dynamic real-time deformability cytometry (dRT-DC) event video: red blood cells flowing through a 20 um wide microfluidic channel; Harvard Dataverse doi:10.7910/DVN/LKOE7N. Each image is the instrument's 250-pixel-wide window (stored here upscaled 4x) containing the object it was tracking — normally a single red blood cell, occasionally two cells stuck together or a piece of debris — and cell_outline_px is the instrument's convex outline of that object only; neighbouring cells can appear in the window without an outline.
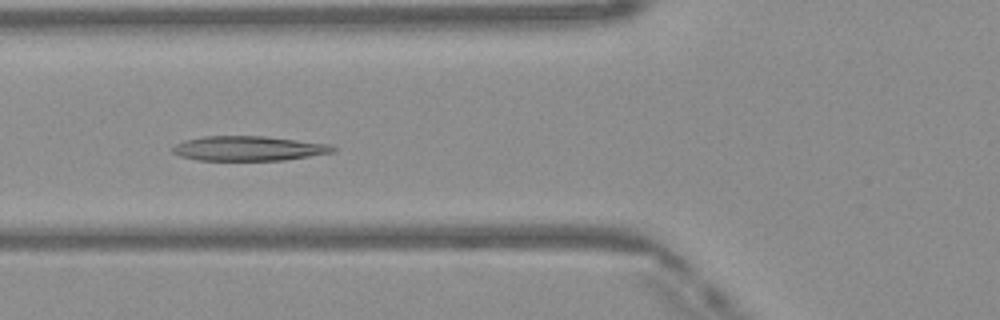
{"species": "Egyptian fruit bat (a non-hibernating species)", "species_latin": "Rousettus aegyptiacus", "temperature_condition": "warm", "stored_images_in_passage": 15, "camera_frame_rate_fps": 3000, "um_per_image_px": 0.085, "frame": {"image": 1, "passage_image": 13, "time_ms": 4.0, "image_size_px": [1000, 320], "cell_outline_px": [[336, 152], [284, 160], [196, 160], [180, 156], [172, 152], [172, 148], [176, 144], [184, 140], [204, 136], [264, 136], [328, 144], [336, 148]], "centroid_in_image_um": [21.11, 12.62], "position_along_channel_um": 104.7, "area_um2": 23.0}}